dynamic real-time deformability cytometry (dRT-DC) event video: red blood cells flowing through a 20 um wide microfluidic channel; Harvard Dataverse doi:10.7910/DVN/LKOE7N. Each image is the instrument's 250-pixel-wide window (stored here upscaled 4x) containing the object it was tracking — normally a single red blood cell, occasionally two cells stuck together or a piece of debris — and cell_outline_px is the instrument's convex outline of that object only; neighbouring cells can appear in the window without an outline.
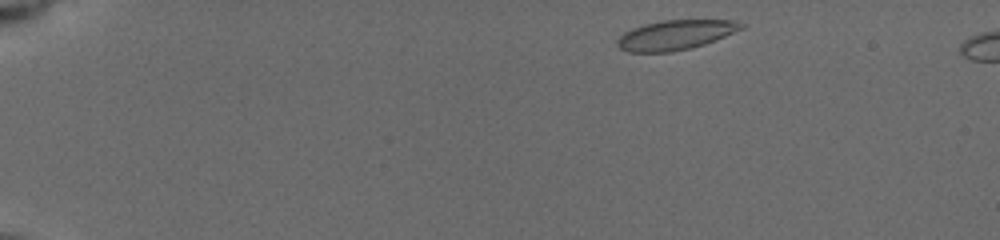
{"species": "common noctule bat (a hibernating species)", "species_latin": "Nyctalus noctula", "temperature_condition": "cold", "stored_images_in_passage": 5, "camera_frame_rate_fps": 3000, "um_per_image_px": 0.085, "animal": {"sex": "female", "body_mass_g": 19.5, "forearm_length_mm": 54.1}, "frame": {"image": 1, "passage_image": 2, "time_ms": 0.333, "image_size_px": [1000, 240], "cell_outline_px": [[744, 28], [716, 40], [692, 48], [672, 52], [628, 52], [620, 48], [616, 44], [616, 40], [624, 32], [632, 28], [644, 24], [664, 20], [732, 20], [744, 24]], "centroid_in_image_um": [57.4, 2.97], "position_along_channel_um": 27.6, "area_um2": 21.5}}